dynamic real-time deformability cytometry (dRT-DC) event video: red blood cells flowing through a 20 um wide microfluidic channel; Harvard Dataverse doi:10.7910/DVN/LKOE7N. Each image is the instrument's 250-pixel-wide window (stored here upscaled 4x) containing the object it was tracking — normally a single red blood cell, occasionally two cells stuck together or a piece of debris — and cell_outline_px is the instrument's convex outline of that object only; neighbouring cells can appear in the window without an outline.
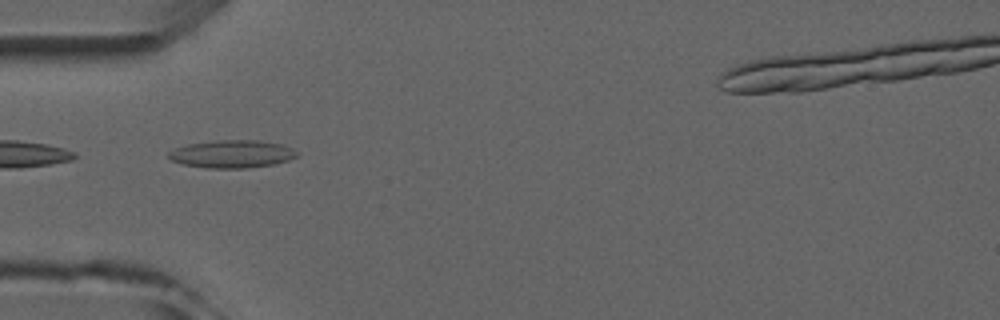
{"species": "common noctule bat (a hibernating species)", "species_latin": "Nyctalus noctula", "temperature_condition": "room temperature", "stored_images_in_passage": 7, "camera_frame_rate_fps": 3000, "um_per_image_px": 0.085, "animal": {"sex": "male", "forearm_length_mm": 52.5}, "frame": {"image": 1, "passage_image": 4, "time_ms": 4.333, "image_size_px": [1000, 320], "cell_outline_px": [[300, 156], [288, 160], [272, 164], [244, 168], [208, 168], [184, 164], [172, 160], [168, 156], [168, 152], [176, 148], [188, 144], [220, 140], [256, 140], [280, 144], [292, 148], [300, 152]], "centroid_in_image_um": [19.76, 13.09], "position_along_channel_um": 65.2, "area_um2": 20.58}}
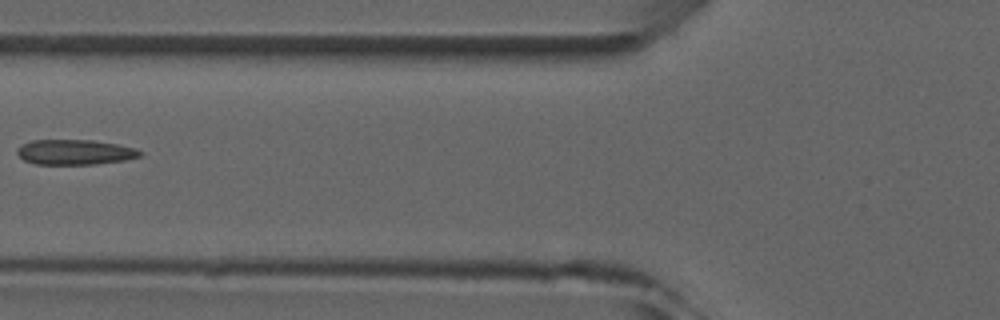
{"frame": {"image": 2, "passage_image": 5, "time_ms": 5.667, "image_size_px": [1000, 320], "cell_outline_px": [[140, 156], [124, 160], [96, 164], [36, 164], [24, 160], [16, 152], [16, 148], [32, 140], [92, 140], [120, 144], [136, 148], [140, 152]], "centroid_in_image_um": [6.36, 12.92], "position_along_channel_um": 119.4, "area_um2": 17.92}}
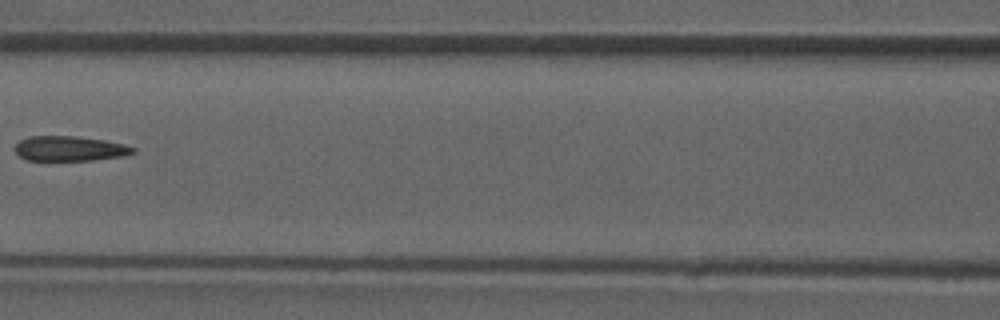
{"frame": {"image": 3, "passage_image": 6, "time_ms": 6.667, "image_size_px": [1000, 320], "cell_outline_px": [[136, 152], [124, 156], [92, 160], [28, 160], [20, 156], [16, 152], [16, 144], [20, 140], [28, 136], [72, 136], [104, 140], [124, 144], [136, 148]], "centroid_in_image_um": [5.95, 12.63], "position_along_channel_um": 160.6, "area_um2": 17.05}}